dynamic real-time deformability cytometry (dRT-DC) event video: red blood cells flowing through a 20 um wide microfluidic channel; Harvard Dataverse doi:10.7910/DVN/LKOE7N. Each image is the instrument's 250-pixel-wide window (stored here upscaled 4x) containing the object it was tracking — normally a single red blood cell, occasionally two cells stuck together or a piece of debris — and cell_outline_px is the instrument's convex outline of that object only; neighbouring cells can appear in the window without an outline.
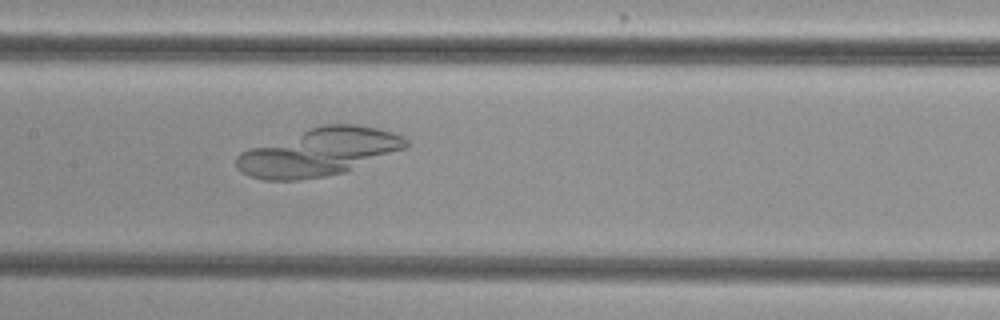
{"species": "common noctule bat (a hibernating species)", "species_latin": "Nyctalus noctula", "temperature_condition": "cold", "stored_images_in_passage": 38, "camera_frame_rate_fps": 3000, "um_per_image_px": 0.085, "animal": {"sex": "female", "body_mass_g": 29.2, "forearm_length_mm": 56.3}, "frame": {"image": 1, "passage_image": 11, "time_ms": 3.333, "image_size_px": [1000, 320], "cell_outline_px": [[408, 148], [344, 172], [324, 176], [296, 180], [264, 180], [248, 176], [236, 164], [236, 156], [240, 152], [248, 148], [320, 124], [356, 124], [376, 128], [392, 132], [404, 136], [408, 140]], "centroid_in_image_um": [27.12, 12.92], "position_along_channel_um": 180.3, "area_um2": 47.11}}
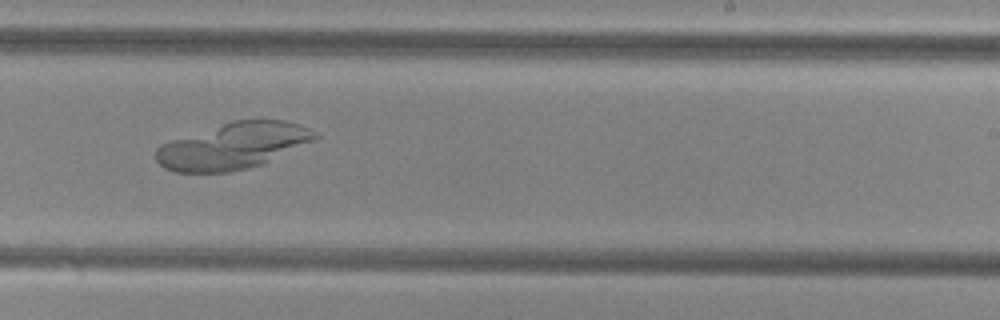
{"frame": {"image": 2, "passage_image": 18, "time_ms": 5.667, "image_size_px": [1000, 320], "cell_outline_px": [[320, 136], [316, 140], [260, 164], [248, 168], [232, 172], [176, 172], [164, 168], [156, 160], [156, 148], [160, 144], [232, 120], [284, 120], [308, 128], [316, 132]], "centroid_in_image_um": [19.81, 12.41], "position_along_channel_um": 269.2, "area_um2": 42.48}}
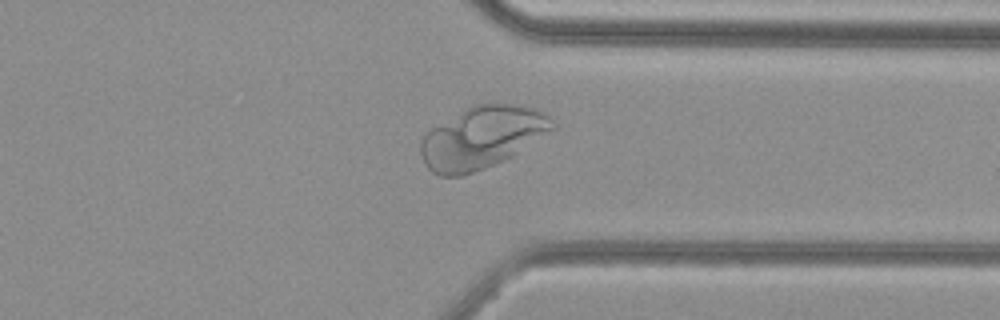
{"frame": {"image": 3, "passage_image": 26, "time_ms": 8.333, "image_size_px": [1000, 320], "cell_outline_px": [[556, 128], [512, 156], [504, 160], [484, 168], [460, 176], [440, 176], [432, 172], [424, 164], [420, 152], [420, 140], [424, 132], [472, 104], [516, 104], [536, 108], [544, 112], [556, 124]], "centroid_in_image_um": [40.95, 11.68], "position_along_channel_um": 370.5, "area_um2": 47.74}}